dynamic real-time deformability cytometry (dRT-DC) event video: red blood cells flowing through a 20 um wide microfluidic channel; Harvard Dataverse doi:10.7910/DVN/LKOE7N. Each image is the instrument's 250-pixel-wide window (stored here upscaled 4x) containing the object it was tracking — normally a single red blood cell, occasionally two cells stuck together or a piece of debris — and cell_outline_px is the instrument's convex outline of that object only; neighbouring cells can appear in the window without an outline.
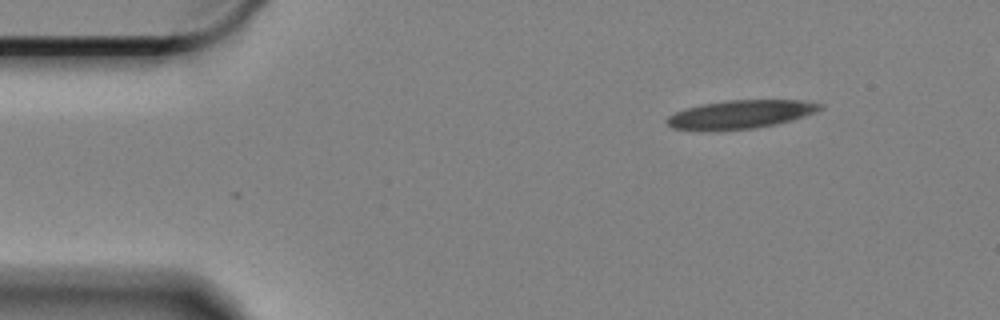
{"species": "Egyptian fruit bat (a non-hibernating species)", "species_latin": "Rousettus aegyptiacus", "temperature_condition": "cold", "stored_images_in_passage": 52, "camera_frame_rate_fps": 3000, "um_per_image_px": 0.085, "animal": {"sex": "female"}, "frame": {"image": 1, "passage_image": 1, "time_ms": 0.0, "image_size_px": [1000, 320], "cell_outline_px": [[824, 108], [816, 112], [792, 120], [776, 124], [756, 128], [716, 132], [704, 132], [672, 128], [664, 120], [668, 116], [676, 112], [688, 108], [704, 104], [728, 100], [800, 100], [824, 104]], "centroid_in_image_um": [62.93, 9.75], "position_along_channel_um": 22.1, "area_um2": 25.84}}
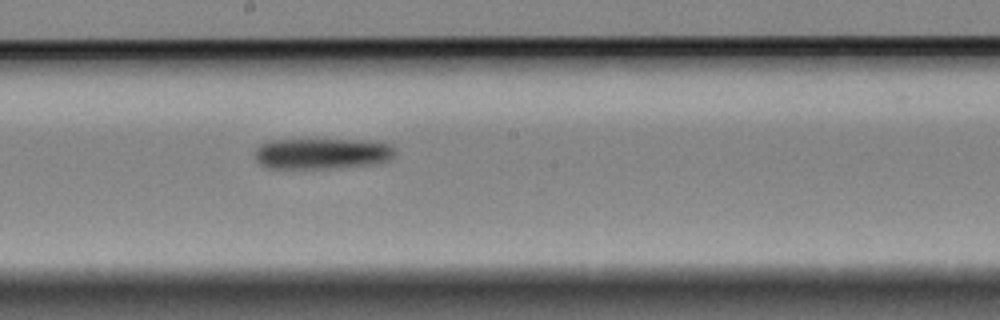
{"frame": {"image": 2, "passage_image": 25, "time_ms": 8.0, "image_size_px": [1000, 320], "cell_outline_px": [[396, 152], [388, 160], [380, 164], [340, 168], [268, 168], [260, 164], [256, 160], [256, 148], [260, 144], [268, 140], [372, 140], [392, 144], [396, 148]], "centroid_in_image_um": [27.44, 13.05], "position_along_channel_um": 220.8, "area_um2": 25.66}}
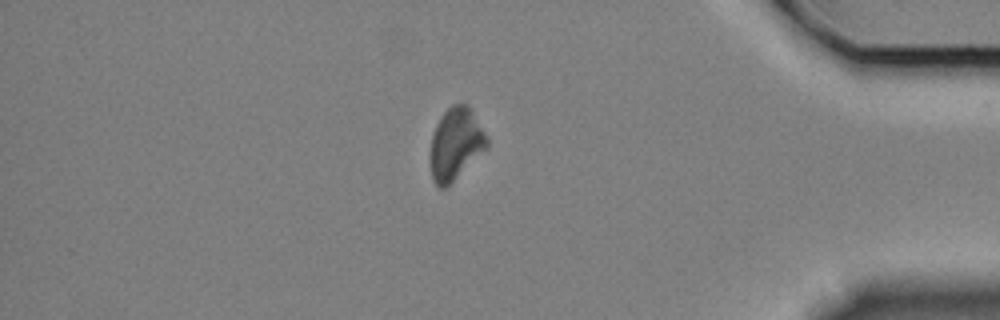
{"frame": {"image": 3, "passage_image": 44, "time_ms": 14.333, "image_size_px": [1000, 320], "cell_outline_px": [[488, 148], [444, 188], [440, 188], [432, 180], [428, 156], [432, 136], [436, 124], [440, 116], [452, 104], [468, 104], [488, 136]], "centroid_in_image_um": [38.71, 12.22], "position_along_channel_um": 396.5, "area_um2": 23.99}}